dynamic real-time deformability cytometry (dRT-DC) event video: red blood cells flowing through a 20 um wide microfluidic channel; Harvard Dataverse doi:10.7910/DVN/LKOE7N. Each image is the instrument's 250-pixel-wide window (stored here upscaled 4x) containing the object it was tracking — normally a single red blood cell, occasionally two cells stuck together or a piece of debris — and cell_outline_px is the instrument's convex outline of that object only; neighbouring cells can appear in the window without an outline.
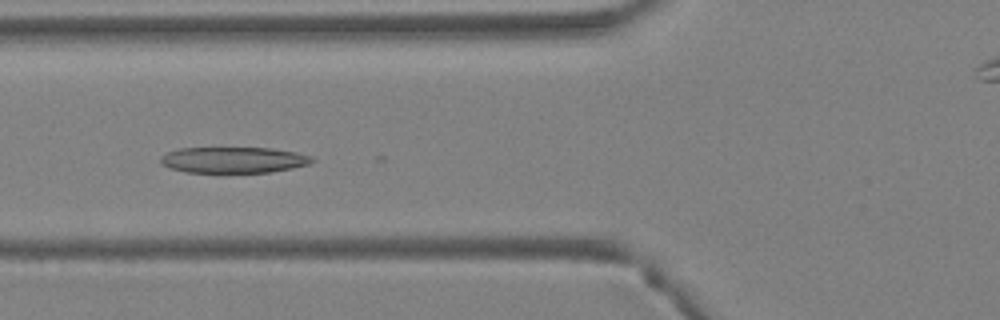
{"species": "Egyptian fruit bat (a non-hibernating species)", "species_latin": "Rousettus aegyptiacus", "temperature_condition": "warm", "stored_images_in_passage": 22, "camera_frame_rate_fps": 3000, "um_per_image_px": 0.085, "animal": {"sex": "female"}, "frame": {"image": 1, "passage_image": 10, "time_ms": 3.0, "image_size_px": [1000, 320], "cell_outline_px": [[316, 160], [308, 164], [292, 168], [272, 172], [184, 172], [160, 164], [160, 156], [168, 152], [180, 148], [272, 148], [296, 152], [312, 156]], "centroid_in_image_um": [19.86, 13.59], "position_along_channel_um": 105.9, "area_um2": 22.95}}
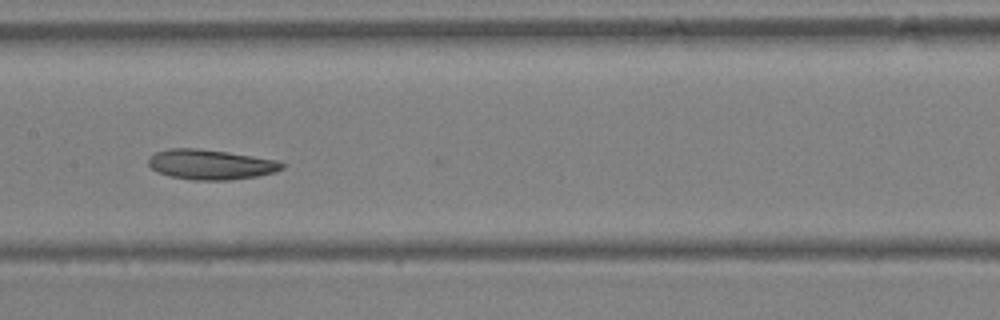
{"frame": {"image": 2, "passage_image": 15, "time_ms": 4.667, "image_size_px": [1000, 320], "cell_outline_px": [[284, 168], [276, 172], [256, 176], [228, 180], [192, 180], [172, 176], [160, 172], [152, 168], [148, 164], [148, 160], [156, 152], [168, 148], [196, 148], [228, 152], [280, 160], [284, 164]], "centroid_in_image_um": [17.96, 13.97], "position_along_channel_um": 189.4, "area_um2": 23.29}}
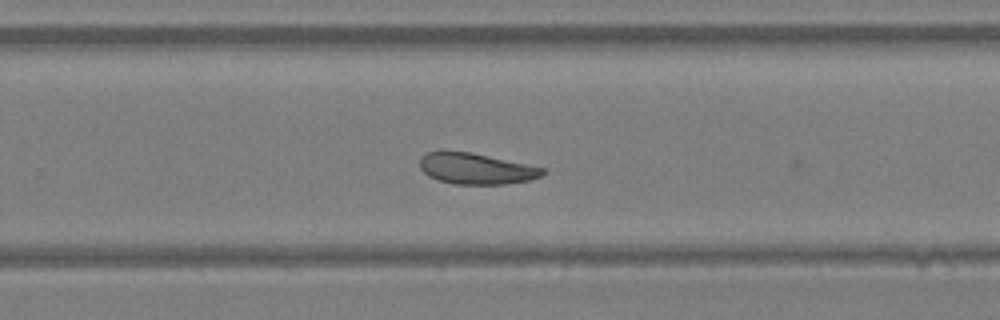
{"frame": {"image": 3, "passage_image": 21, "time_ms": 6.667, "image_size_px": [1000, 320], "cell_outline_px": [[548, 172], [540, 176], [528, 180], [504, 184], [452, 184], [428, 176], [420, 168], [420, 160], [428, 152], [472, 152], [548, 168]], "centroid_in_image_um": [40.55, 14.34], "position_along_channel_um": 289.3, "area_um2": 22.14}}